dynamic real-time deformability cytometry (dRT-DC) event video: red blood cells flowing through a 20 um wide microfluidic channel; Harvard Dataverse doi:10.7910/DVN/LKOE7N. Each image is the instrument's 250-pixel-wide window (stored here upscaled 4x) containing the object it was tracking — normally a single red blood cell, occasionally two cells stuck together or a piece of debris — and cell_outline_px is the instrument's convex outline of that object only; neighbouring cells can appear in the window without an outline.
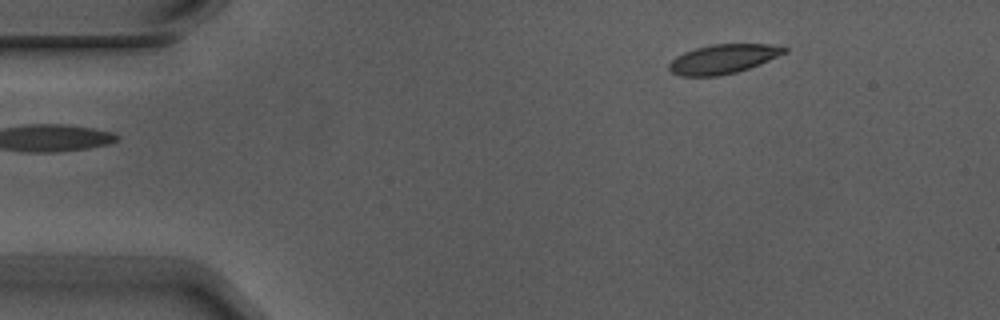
{"species": "Egyptian fruit bat (a non-hibernating species)", "species_latin": "Rousettus aegyptiacus", "temperature_condition": "warm", "stored_images_in_passage": 2, "camera_frame_rate_fps": 3000, "um_per_image_px": 0.085, "animal": {"sex": "male"}, "frame": {"image": 1, "passage_image": 1, "time_ms": 0.0, "image_size_px": [1000, 320], "cell_outline_px": [[788, 52], [748, 68], [736, 72], [720, 76], [680, 76], [672, 72], [668, 68], [668, 64], [676, 56], [684, 52], [696, 48], [712, 44], [768, 44], [788, 48]], "centroid_in_image_um": [61.44, 5.01], "position_along_channel_um": 23.6, "area_um2": 19.54}}